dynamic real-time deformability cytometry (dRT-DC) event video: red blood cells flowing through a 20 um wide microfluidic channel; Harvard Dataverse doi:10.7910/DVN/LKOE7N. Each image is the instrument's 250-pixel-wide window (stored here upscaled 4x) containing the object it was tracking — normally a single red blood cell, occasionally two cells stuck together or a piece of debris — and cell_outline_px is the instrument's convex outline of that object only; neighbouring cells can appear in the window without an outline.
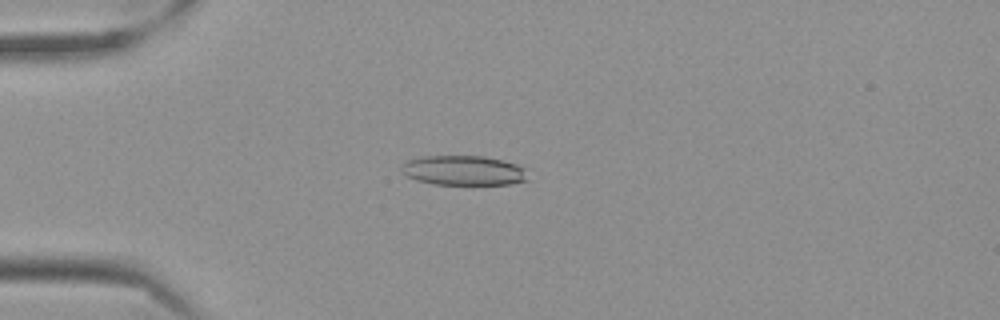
{"species": "Egyptian fruit bat (a non-hibernating species)", "species_latin": "Rousettus aegyptiacus", "temperature_condition": "cold", "stored_images_in_passage": 57, "camera_frame_rate_fps": 3000, "um_per_image_px": 0.085, "frame": {"image": 1, "passage_image": 15, "time_ms": 4.667, "image_size_px": [1000, 320], "cell_outline_px": [[528, 180], [508, 184], [436, 184], [416, 180], [400, 172], [400, 168], [408, 160], [424, 156], [484, 156], [516, 164], [528, 168]], "centroid_in_image_um": [39.44, 14.49], "position_along_channel_um": 45.6, "area_um2": 21.91}}
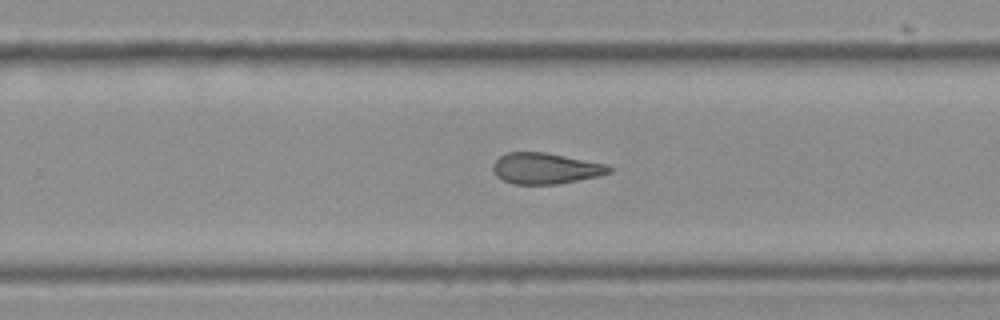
{"frame": {"image": 2, "passage_image": 37, "time_ms": 12.0, "image_size_px": [1000, 320], "cell_outline_px": [[612, 172], [600, 176], [556, 184], [512, 184], [496, 176], [492, 168], [492, 164], [500, 156], [508, 152], [544, 152], [608, 164], [612, 168]], "centroid_in_image_um": [46.38, 14.31], "position_along_channel_um": 283.4, "area_um2": 21.04}}
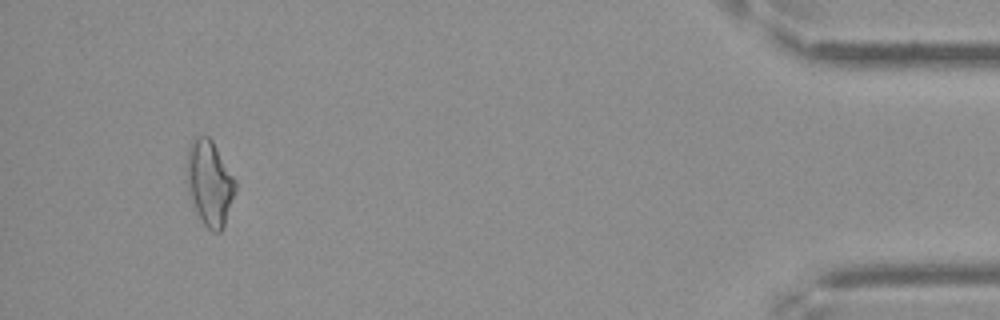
{"frame": {"image": 3, "passage_image": 54, "time_ms": 17.667, "image_size_px": [1000, 320], "cell_outline_px": [[236, 192], [224, 228], [220, 232], [212, 232], [204, 224], [196, 208], [188, 188], [188, 148], [192, 140], [196, 136], [208, 136], [212, 140], [236, 180]], "centroid_in_image_um": [17.87, 15.56], "position_along_channel_um": 417.3, "area_um2": 23.7}, "authors_computed_cell_mechanics": {"area_um2": 22.1374, "velocity_mm_per_s": 3.5317, "shape_relaxation_time_tau1_ms": null, "shape_relaxation_time_tau2_ms": 5.8627, "deformation_change_tau1": null, "deformation_change_tau2": 0.1516}}